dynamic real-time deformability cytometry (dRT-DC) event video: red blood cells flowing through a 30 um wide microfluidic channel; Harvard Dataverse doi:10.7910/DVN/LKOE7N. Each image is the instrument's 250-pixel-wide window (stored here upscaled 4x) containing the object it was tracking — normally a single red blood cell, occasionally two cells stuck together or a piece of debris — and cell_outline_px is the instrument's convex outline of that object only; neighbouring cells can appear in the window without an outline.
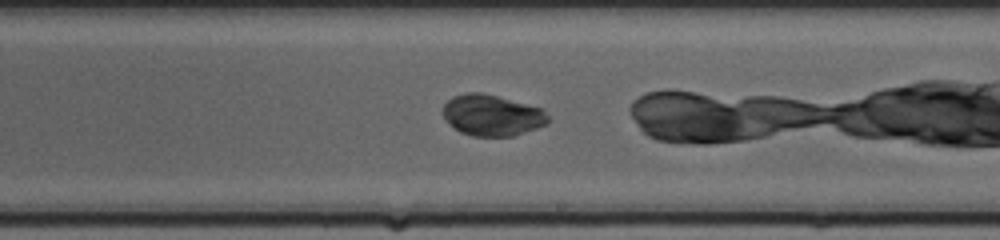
{"species": "common noctule bat (a hibernating species)", "species_latin": "Nyctalus noctula", "temperature_condition": "cold", "stored_images_in_passage": 21, "camera_frame_rate_fps": 3000, "um_per_image_px": 0.085, "animal": {"sex": "female", "body_mass_g": 20.0, "forearm_length_mm": 54.0}, "frame": {"image": 1, "passage_image": 12, "time_ms": 3.667, "image_size_px": [1000, 240], "cell_outline_px": [[552, 120], [548, 124], [512, 136], [472, 136], [460, 132], [444, 120], [440, 112], [444, 104], [452, 96], [468, 92], [480, 92], [496, 96], [540, 108]], "centroid_in_image_um": [41.77, 9.8], "position_along_channel_um": 247.2, "area_um2": 25.26}}
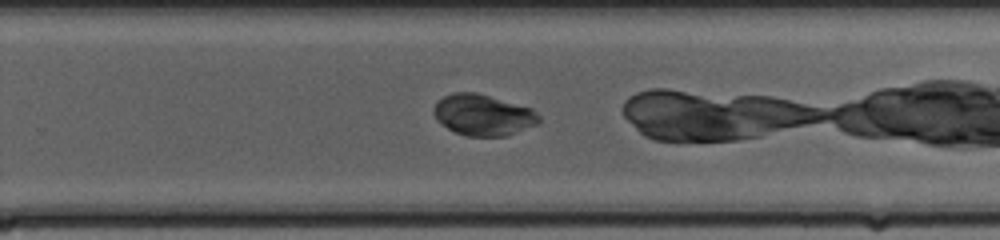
{"frame": {"image": 2, "passage_image": 15, "time_ms": 4.667, "image_size_px": [1000, 240], "cell_outline_px": [[540, 124], [508, 136], [468, 136], [456, 132], [448, 128], [436, 120], [432, 112], [432, 108], [436, 100], [452, 92], [476, 92], [532, 108], [540, 116]], "centroid_in_image_um": [41.06, 9.77], "position_along_channel_um": 288.7, "area_um2": 25.61}}
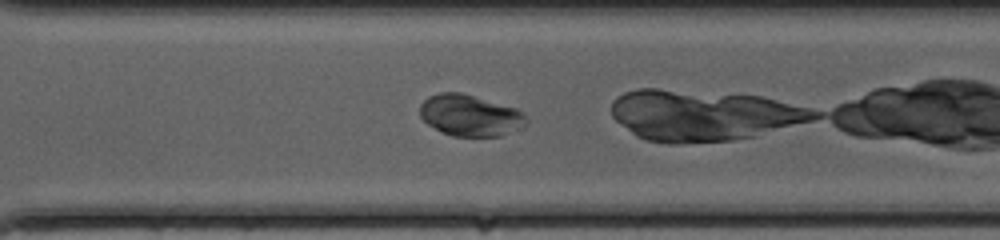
{"frame": {"image": 3, "passage_image": 18, "time_ms": 5.667, "image_size_px": [1000, 240], "cell_outline_px": [[528, 124], [500, 136], [452, 136], [428, 124], [420, 116], [420, 104], [428, 96], [440, 92], [460, 92], [516, 108], [528, 120]], "centroid_in_image_um": [39.94, 9.8], "position_along_channel_um": 330.7, "area_um2": 25.37}}